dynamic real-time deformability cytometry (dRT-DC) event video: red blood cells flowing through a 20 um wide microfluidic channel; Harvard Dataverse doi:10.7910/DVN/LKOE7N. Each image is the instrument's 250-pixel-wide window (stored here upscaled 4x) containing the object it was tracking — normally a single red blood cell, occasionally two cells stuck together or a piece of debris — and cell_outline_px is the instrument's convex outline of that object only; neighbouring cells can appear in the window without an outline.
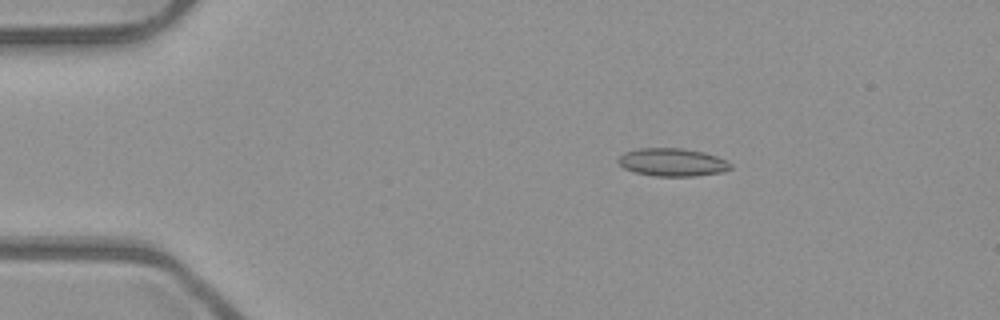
{"species": "common noctule bat (a hibernating species)", "species_latin": "Nyctalus noctula", "temperature_condition": "room temperature", "stored_images_in_passage": 3, "camera_frame_rate_fps": 3000, "um_per_image_px": 0.085, "animal": {"sex": "male", "body_mass_g": 23.1, "forearm_length_mm": 52.7}, "frame": {"image": 1, "passage_image": 1, "time_ms": 0.0, "image_size_px": [1000, 320], "cell_outline_px": [[732, 168], [720, 172], [696, 176], [656, 176], [636, 172], [624, 168], [616, 160], [624, 152], [640, 148], [684, 148], [704, 152], [716, 156], [732, 164]], "centroid_in_image_um": [57.14, 13.78], "position_along_channel_um": 27.9, "area_um2": 18.21}}
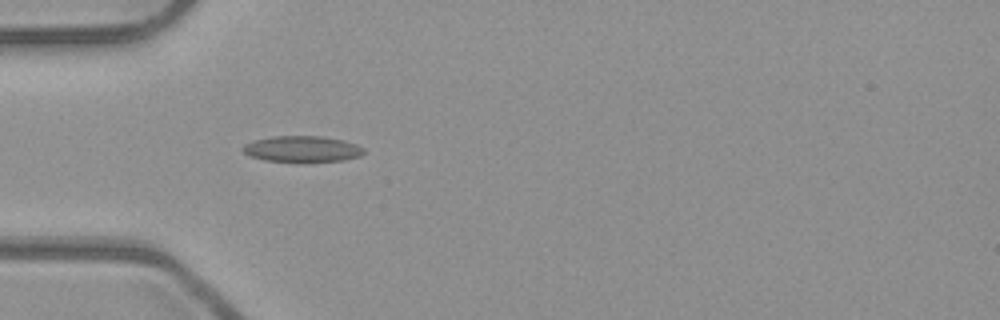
{"frame": {"image": 2, "passage_image": 3, "time_ms": 0.667, "image_size_px": [1000, 320], "cell_outline_px": [[364, 152], [360, 156], [344, 160], [300, 164], [296, 164], [264, 160], [248, 156], [240, 148], [244, 144], [252, 140], [272, 136], [320, 136], [344, 140], [356, 144], [364, 148]], "centroid_in_image_um": [25.64, 12.7], "position_along_channel_um": 59.4, "area_um2": 19.25}}